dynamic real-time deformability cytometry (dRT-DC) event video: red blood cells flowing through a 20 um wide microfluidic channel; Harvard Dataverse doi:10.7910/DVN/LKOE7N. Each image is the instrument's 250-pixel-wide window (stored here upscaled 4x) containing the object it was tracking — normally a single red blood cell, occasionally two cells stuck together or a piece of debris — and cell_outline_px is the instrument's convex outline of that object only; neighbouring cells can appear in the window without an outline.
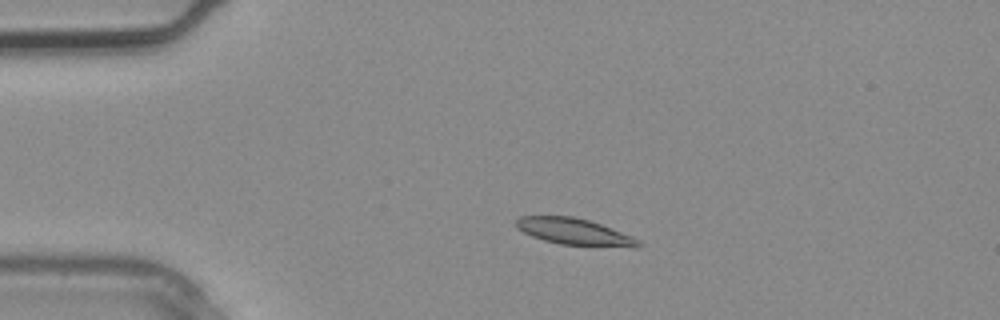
{"species": "common noctule bat (a hibernating species)", "species_latin": "Nyctalus noctula", "temperature_condition": "warm", "stored_images_in_passage": 3, "camera_frame_rate_fps": 3000, "um_per_image_px": 0.085, "animal": {"sex": "male", "body_mass_g": 20.4}, "frame": {"image": 1, "passage_image": 2, "time_ms": 0.333, "image_size_px": [1000, 320], "cell_outline_px": [[640, 244], [636, 248], [560, 244], [544, 240], [532, 236], [516, 228], [516, 220], [520, 216], [572, 216], [588, 220], [600, 224], [632, 236], [640, 240]], "centroid_in_image_um": [48.83, 19.7], "position_along_channel_um": 36.2, "area_um2": 18.79}}